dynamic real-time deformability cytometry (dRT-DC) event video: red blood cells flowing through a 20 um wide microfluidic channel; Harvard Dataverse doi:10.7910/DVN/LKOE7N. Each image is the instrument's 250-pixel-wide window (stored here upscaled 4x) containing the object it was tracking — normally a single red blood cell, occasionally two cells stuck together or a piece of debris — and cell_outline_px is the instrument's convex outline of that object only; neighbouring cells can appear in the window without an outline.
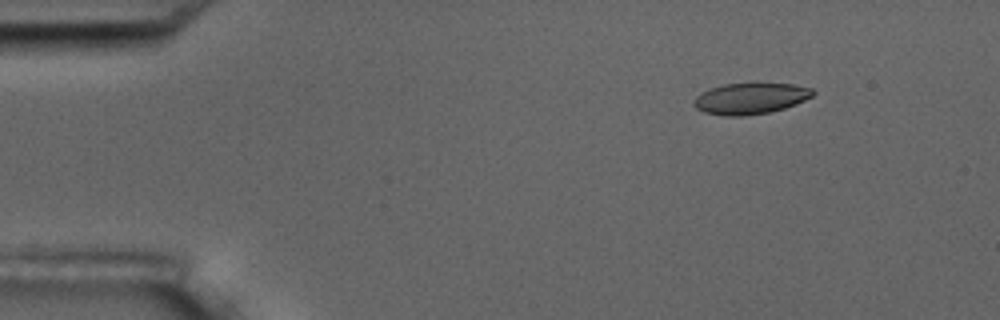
{"species": "common noctule bat (a hibernating species)", "species_latin": "Nyctalus noctula", "temperature_condition": "room temperature", "stored_images_in_passage": 5, "camera_frame_rate_fps": 3000, "um_per_image_px": 0.085, "animal": {"sex": "male", "body_mass_g": 17.5, "forearm_length_mm": 52.3}, "frame": {"image": 1, "passage_image": 2, "time_ms": 2.0, "image_size_px": [1000, 320], "cell_outline_px": [[816, 92], [812, 96], [796, 104], [784, 108], [768, 112], [744, 116], [724, 116], [704, 112], [696, 108], [692, 104], [696, 96], [700, 92], [724, 84], [752, 80], [792, 84], [812, 88]], "centroid_in_image_um": [63.79, 8.32], "position_along_channel_um": 21.2, "area_um2": 22.43}}